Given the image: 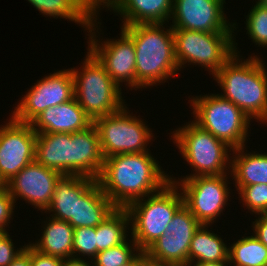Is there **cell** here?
<instances>
[{"label": "cell", "instance_id": "1", "mask_svg": "<svg viewBox=\"0 0 267 266\" xmlns=\"http://www.w3.org/2000/svg\"><path fill=\"white\" fill-rule=\"evenodd\" d=\"M156 159L150 151L107 157L97 182L116 208H126L170 182Z\"/></svg>", "mask_w": 267, "mask_h": 266}, {"label": "cell", "instance_id": "2", "mask_svg": "<svg viewBox=\"0 0 267 266\" xmlns=\"http://www.w3.org/2000/svg\"><path fill=\"white\" fill-rule=\"evenodd\" d=\"M237 46L234 40L235 54L212 77L223 92L221 97L239 107L250 120L267 124V66L254 53L244 60Z\"/></svg>", "mask_w": 267, "mask_h": 266}, {"label": "cell", "instance_id": "3", "mask_svg": "<svg viewBox=\"0 0 267 266\" xmlns=\"http://www.w3.org/2000/svg\"><path fill=\"white\" fill-rule=\"evenodd\" d=\"M168 23L122 27L133 39L136 54V90L152 88L177 76L173 29ZM167 25L166 29L165 26ZM164 81V82H163ZM151 86V87H150Z\"/></svg>", "mask_w": 267, "mask_h": 266}, {"label": "cell", "instance_id": "4", "mask_svg": "<svg viewBox=\"0 0 267 266\" xmlns=\"http://www.w3.org/2000/svg\"><path fill=\"white\" fill-rule=\"evenodd\" d=\"M184 204L181 190L169 182L161 190L129 204L130 233L141 251H145L166 229L176 211Z\"/></svg>", "mask_w": 267, "mask_h": 266}, {"label": "cell", "instance_id": "5", "mask_svg": "<svg viewBox=\"0 0 267 266\" xmlns=\"http://www.w3.org/2000/svg\"><path fill=\"white\" fill-rule=\"evenodd\" d=\"M80 68H71L74 98L83 111L95 119L116 113L125 105L122 89L113 81L104 66L87 49Z\"/></svg>", "mask_w": 267, "mask_h": 266}, {"label": "cell", "instance_id": "6", "mask_svg": "<svg viewBox=\"0 0 267 266\" xmlns=\"http://www.w3.org/2000/svg\"><path fill=\"white\" fill-rule=\"evenodd\" d=\"M185 124L173 132L170 131L171 140L193 170L192 174L186 177L183 175L181 178L231 174L230 152L233 149L193 120Z\"/></svg>", "mask_w": 267, "mask_h": 266}, {"label": "cell", "instance_id": "7", "mask_svg": "<svg viewBox=\"0 0 267 266\" xmlns=\"http://www.w3.org/2000/svg\"><path fill=\"white\" fill-rule=\"evenodd\" d=\"M193 121L202 129L224 141L232 149L246 146L251 121L248 116L231 101L219 93L200 94L190 98Z\"/></svg>", "mask_w": 267, "mask_h": 266}, {"label": "cell", "instance_id": "8", "mask_svg": "<svg viewBox=\"0 0 267 266\" xmlns=\"http://www.w3.org/2000/svg\"><path fill=\"white\" fill-rule=\"evenodd\" d=\"M235 33L173 29L179 70L188 63L205 68L213 76L235 54Z\"/></svg>", "mask_w": 267, "mask_h": 266}, {"label": "cell", "instance_id": "9", "mask_svg": "<svg viewBox=\"0 0 267 266\" xmlns=\"http://www.w3.org/2000/svg\"><path fill=\"white\" fill-rule=\"evenodd\" d=\"M130 111L125 105L116 113L93 121L99 134L104 159L118 154L148 152L150 150L148 145L153 138L156 139L152 129L148 128L149 125L140 115L137 117Z\"/></svg>", "mask_w": 267, "mask_h": 266}, {"label": "cell", "instance_id": "10", "mask_svg": "<svg viewBox=\"0 0 267 266\" xmlns=\"http://www.w3.org/2000/svg\"><path fill=\"white\" fill-rule=\"evenodd\" d=\"M99 15L98 11L93 16L90 27L87 30V49L99 60L106 72L120 88L124 82L129 90L136 91V54L133 39L120 27V38H106V41L104 39L100 40L101 36L99 35L101 33L98 31L100 29L98 27H101L100 25L102 24L98 19Z\"/></svg>", "mask_w": 267, "mask_h": 266}, {"label": "cell", "instance_id": "11", "mask_svg": "<svg viewBox=\"0 0 267 266\" xmlns=\"http://www.w3.org/2000/svg\"><path fill=\"white\" fill-rule=\"evenodd\" d=\"M228 177H232L231 174L178 179L170 175V181L180 188L184 205L195 218L201 224L212 225L223 214L225 206L229 204L228 200H231V182Z\"/></svg>", "mask_w": 267, "mask_h": 266}, {"label": "cell", "instance_id": "12", "mask_svg": "<svg viewBox=\"0 0 267 266\" xmlns=\"http://www.w3.org/2000/svg\"><path fill=\"white\" fill-rule=\"evenodd\" d=\"M73 98L74 80L71 69L54 71L28 88L9 116L19 122L31 123L47 108L66 103Z\"/></svg>", "mask_w": 267, "mask_h": 266}, {"label": "cell", "instance_id": "13", "mask_svg": "<svg viewBox=\"0 0 267 266\" xmlns=\"http://www.w3.org/2000/svg\"><path fill=\"white\" fill-rule=\"evenodd\" d=\"M226 0H173L172 29L199 32H234L238 24L227 20Z\"/></svg>", "mask_w": 267, "mask_h": 266}, {"label": "cell", "instance_id": "14", "mask_svg": "<svg viewBox=\"0 0 267 266\" xmlns=\"http://www.w3.org/2000/svg\"><path fill=\"white\" fill-rule=\"evenodd\" d=\"M37 133L30 123L11 116L0 125V176L7 183L35 160Z\"/></svg>", "mask_w": 267, "mask_h": 266}, {"label": "cell", "instance_id": "15", "mask_svg": "<svg viewBox=\"0 0 267 266\" xmlns=\"http://www.w3.org/2000/svg\"><path fill=\"white\" fill-rule=\"evenodd\" d=\"M63 175L35 160L25 166L6 183V188L15 201L22 199L37 211H45L52 199L56 183Z\"/></svg>", "mask_w": 267, "mask_h": 266}, {"label": "cell", "instance_id": "16", "mask_svg": "<svg viewBox=\"0 0 267 266\" xmlns=\"http://www.w3.org/2000/svg\"><path fill=\"white\" fill-rule=\"evenodd\" d=\"M105 8L106 11L112 10L115 15L123 18H120L122 26L167 22L169 24L173 0H98V11Z\"/></svg>", "mask_w": 267, "mask_h": 266}, {"label": "cell", "instance_id": "17", "mask_svg": "<svg viewBox=\"0 0 267 266\" xmlns=\"http://www.w3.org/2000/svg\"><path fill=\"white\" fill-rule=\"evenodd\" d=\"M30 124L36 133H74L87 129L93 121L73 98L47 108Z\"/></svg>", "mask_w": 267, "mask_h": 266}, {"label": "cell", "instance_id": "18", "mask_svg": "<svg viewBox=\"0 0 267 266\" xmlns=\"http://www.w3.org/2000/svg\"><path fill=\"white\" fill-rule=\"evenodd\" d=\"M35 161L62 175H73V133H37Z\"/></svg>", "mask_w": 267, "mask_h": 266}, {"label": "cell", "instance_id": "19", "mask_svg": "<svg viewBox=\"0 0 267 266\" xmlns=\"http://www.w3.org/2000/svg\"><path fill=\"white\" fill-rule=\"evenodd\" d=\"M104 164L97 128L94 124L73 133V175L97 180Z\"/></svg>", "mask_w": 267, "mask_h": 266}, {"label": "cell", "instance_id": "20", "mask_svg": "<svg viewBox=\"0 0 267 266\" xmlns=\"http://www.w3.org/2000/svg\"><path fill=\"white\" fill-rule=\"evenodd\" d=\"M96 181L81 175H63L56 183L51 202L44 213L62 221L75 219L76 198H80Z\"/></svg>", "mask_w": 267, "mask_h": 266}, {"label": "cell", "instance_id": "21", "mask_svg": "<svg viewBox=\"0 0 267 266\" xmlns=\"http://www.w3.org/2000/svg\"><path fill=\"white\" fill-rule=\"evenodd\" d=\"M43 16L63 18L83 27H90L93 16L98 12V0H27Z\"/></svg>", "mask_w": 267, "mask_h": 266}, {"label": "cell", "instance_id": "22", "mask_svg": "<svg viewBox=\"0 0 267 266\" xmlns=\"http://www.w3.org/2000/svg\"><path fill=\"white\" fill-rule=\"evenodd\" d=\"M42 224L40 239L28 244L44 255L62 259L73 257L74 228L67 221L50 216Z\"/></svg>", "mask_w": 267, "mask_h": 266}, {"label": "cell", "instance_id": "23", "mask_svg": "<svg viewBox=\"0 0 267 266\" xmlns=\"http://www.w3.org/2000/svg\"><path fill=\"white\" fill-rule=\"evenodd\" d=\"M115 209L96 181L80 198H76L75 219L67 222L73 228L97 227Z\"/></svg>", "mask_w": 267, "mask_h": 266}, {"label": "cell", "instance_id": "24", "mask_svg": "<svg viewBox=\"0 0 267 266\" xmlns=\"http://www.w3.org/2000/svg\"><path fill=\"white\" fill-rule=\"evenodd\" d=\"M246 148V146H243L233 149L231 152L230 173L233 177L232 180L235 181L234 186L267 184V153L263 154L257 151H248L247 153Z\"/></svg>", "mask_w": 267, "mask_h": 266}, {"label": "cell", "instance_id": "25", "mask_svg": "<svg viewBox=\"0 0 267 266\" xmlns=\"http://www.w3.org/2000/svg\"><path fill=\"white\" fill-rule=\"evenodd\" d=\"M201 224L195 231L188 252V265L199 262L229 261V246L222 237Z\"/></svg>", "mask_w": 267, "mask_h": 266}, {"label": "cell", "instance_id": "26", "mask_svg": "<svg viewBox=\"0 0 267 266\" xmlns=\"http://www.w3.org/2000/svg\"><path fill=\"white\" fill-rule=\"evenodd\" d=\"M127 229H130L129 213L125 208H116L96 227L97 253L122 244L130 237Z\"/></svg>", "mask_w": 267, "mask_h": 266}, {"label": "cell", "instance_id": "27", "mask_svg": "<svg viewBox=\"0 0 267 266\" xmlns=\"http://www.w3.org/2000/svg\"><path fill=\"white\" fill-rule=\"evenodd\" d=\"M192 238L165 233L151 244L145 253L157 260L176 265H188V252Z\"/></svg>", "mask_w": 267, "mask_h": 266}, {"label": "cell", "instance_id": "28", "mask_svg": "<svg viewBox=\"0 0 267 266\" xmlns=\"http://www.w3.org/2000/svg\"><path fill=\"white\" fill-rule=\"evenodd\" d=\"M230 266H263L267 264V247L252 233L242 236L229 247ZM233 263V264H232Z\"/></svg>", "mask_w": 267, "mask_h": 266}, {"label": "cell", "instance_id": "29", "mask_svg": "<svg viewBox=\"0 0 267 266\" xmlns=\"http://www.w3.org/2000/svg\"><path fill=\"white\" fill-rule=\"evenodd\" d=\"M140 251L141 250L130 236V239L127 238L122 244L98 252L92 260L93 265L122 266L130 262Z\"/></svg>", "mask_w": 267, "mask_h": 266}, {"label": "cell", "instance_id": "30", "mask_svg": "<svg viewBox=\"0 0 267 266\" xmlns=\"http://www.w3.org/2000/svg\"><path fill=\"white\" fill-rule=\"evenodd\" d=\"M255 5L245 16L246 30L249 39L258 47L267 50V3L255 0Z\"/></svg>", "mask_w": 267, "mask_h": 266}, {"label": "cell", "instance_id": "31", "mask_svg": "<svg viewBox=\"0 0 267 266\" xmlns=\"http://www.w3.org/2000/svg\"><path fill=\"white\" fill-rule=\"evenodd\" d=\"M240 203L248 209L249 213L257 215L267 214V184H254L244 187H235Z\"/></svg>", "mask_w": 267, "mask_h": 266}, {"label": "cell", "instance_id": "32", "mask_svg": "<svg viewBox=\"0 0 267 266\" xmlns=\"http://www.w3.org/2000/svg\"><path fill=\"white\" fill-rule=\"evenodd\" d=\"M96 243V227L74 228L73 257L79 259L87 258V260H93L97 254Z\"/></svg>", "mask_w": 267, "mask_h": 266}, {"label": "cell", "instance_id": "33", "mask_svg": "<svg viewBox=\"0 0 267 266\" xmlns=\"http://www.w3.org/2000/svg\"><path fill=\"white\" fill-rule=\"evenodd\" d=\"M201 223L191 211L183 204L174 214L167 226L166 233H172L180 237H193Z\"/></svg>", "mask_w": 267, "mask_h": 266}, {"label": "cell", "instance_id": "34", "mask_svg": "<svg viewBox=\"0 0 267 266\" xmlns=\"http://www.w3.org/2000/svg\"><path fill=\"white\" fill-rule=\"evenodd\" d=\"M15 205V201L7 188L0 190V233L8 232L9 224L14 219L12 216H14Z\"/></svg>", "mask_w": 267, "mask_h": 266}, {"label": "cell", "instance_id": "35", "mask_svg": "<svg viewBox=\"0 0 267 266\" xmlns=\"http://www.w3.org/2000/svg\"><path fill=\"white\" fill-rule=\"evenodd\" d=\"M14 244L9 232L0 233V266H8L26 246L15 249Z\"/></svg>", "mask_w": 267, "mask_h": 266}, {"label": "cell", "instance_id": "36", "mask_svg": "<svg viewBox=\"0 0 267 266\" xmlns=\"http://www.w3.org/2000/svg\"><path fill=\"white\" fill-rule=\"evenodd\" d=\"M63 259L44 255L31 247V266H62Z\"/></svg>", "mask_w": 267, "mask_h": 266}, {"label": "cell", "instance_id": "37", "mask_svg": "<svg viewBox=\"0 0 267 266\" xmlns=\"http://www.w3.org/2000/svg\"><path fill=\"white\" fill-rule=\"evenodd\" d=\"M252 224V233L267 247V214L258 215V218L254 219Z\"/></svg>", "mask_w": 267, "mask_h": 266}, {"label": "cell", "instance_id": "38", "mask_svg": "<svg viewBox=\"0 0 267 266\" xmlns=\"http://www.w3.org/2000/svg\"><path fill=\"white\" fill-rule=\"evenodd\" d=\"M8 266H31V246L27 244Z\"/></svg>", "mask_w": 267, "mask_h": 266}, {"label": "cell", "instance_id": "39", "mask_svg": "<svg viewBox=\"0 0 267 266\" xmlns=\"http://www.w3.org/2000/svg\"><path fill=\"white\" fill-rule=\"evenodd\" d=\"M141 266H178L176 264L165 262L150 257L145 251H141Z\"/></svg>", "mask_w": 267, "mask_h": 266}, {"label": "cell", "instance_id": "40", "mask_svg": "<svg viewBox=\"0 0 267 266\" xmlns=\"http://www.w3.org/2000/svg\"><path fill=\"white\" fill-rule=\"evenodd\" d=\"M86 260L87 259H79V258L71 257V258L63 259L62 266H94L92 260L91 261L90 260L86 261Z\"/></svg>", "mask_w": 267, "mask_h": 266}, {"label": "cell", "instance_id": "41", "mask_svg": "<svg viewBox=\"0 0 267 266\" xmlns=\"http://www.w3.org/2000/svg\"><path fill=\"white\" fill-rule=\"evenodd\" d=\"M230 266L229 261H220V262H199L193 263L191 266Z\"/></svg>", "mask_w": 267, "mask_h": 266}, {"label": "cell", "instance_id": "42", "mask_svg": "<svg viewBox=\"0 0 267 266\" xmlns=\"http://www.w3.org/2000/svg\"><path fill=\"white\" fill-rule=\"evenodd\" d=\"M122 266H141V251L130 262Z\"/></svg>", "mask_w": 267, "mask_h": 266}, {"label": "cell", "instance_id": "43", "mask_svg": "<svg viewBox=\"0 0 267 266\" xmlns=\"http://www.w3.org/2000/svg\"><path fill=\"white\" fill-rule=\"evenodd\" d=\"M5 188H6V183L0 176V190H3Z\"/></svg>", "mask_w": 267, "mask_h": 266}, {"label": "cell", "instance_id": "44", "mask_svg": "<svg viewBox=\"0 0 267 266\" xmlns=\"http://www.w3.org/2000/svg\"><path fill=\"white\" fill-rule=\"evenodd\" d=\"M257 1L267 3V0H257Z\"/></svg>", "mask_w": 267, "mask_h": 266}]
</instances>
